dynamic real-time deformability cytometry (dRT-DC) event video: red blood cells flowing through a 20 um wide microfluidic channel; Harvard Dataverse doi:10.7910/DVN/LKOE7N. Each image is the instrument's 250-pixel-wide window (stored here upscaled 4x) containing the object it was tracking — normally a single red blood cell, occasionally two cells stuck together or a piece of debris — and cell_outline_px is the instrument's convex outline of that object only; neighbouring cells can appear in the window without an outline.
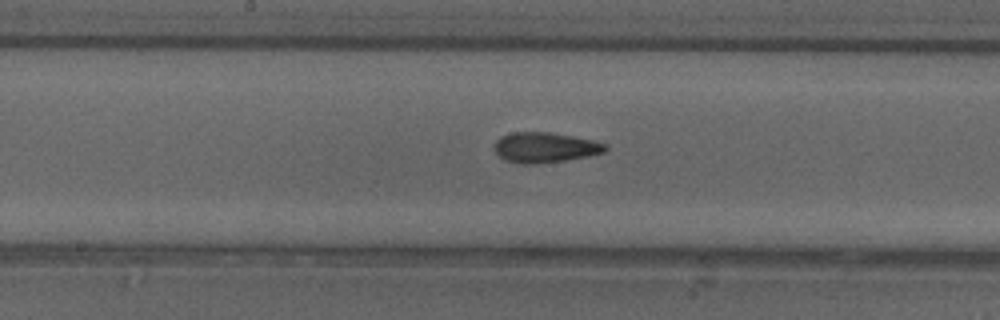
{"species": "common noctule bat (a hibernating species)", "species_latin": "Nyctalus noctula", "temperature_condition": "cold", "stored_images_in_passage": 5, "camera_frame_rate_fps": 3000, "um_per_image_px": 0.085, "animal": {"sex": "female"}, "frame": {"image": 1, "passage_image": 5, "time_ms": 1.333, "image_size_px": [1000, 320], "cell_outline_px": [[608, 148], [604, 152], [588, 156], [564, 160], [532, 164], [520, 164], [504, 160], [496, 152], [496, 140], [500, 136], [512, 132], [548, 132], [572, 136], [592, 140], [604, 144]], "centroid_in_image_um": [46.3, 12.53], "position_along_channel_um": 201.9, "area_um2": 19.31}}